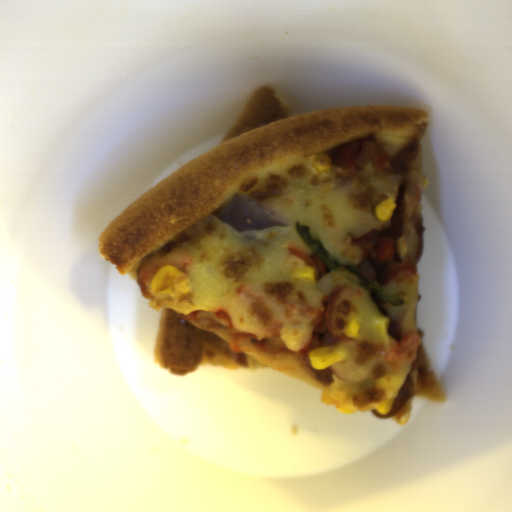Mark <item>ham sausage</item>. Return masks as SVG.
I'll return each instance as SVG.
<instances>
[{
    "label": "ham sausage",
    "mask_w": 512,
    "mask_h": 512,
    "mask_svg": "<svg viewBox=\"0 0 512 512\" xmlns=\"http://www.w3.org/2000/svg\"><path fill=\"white\" fill-rule=\"evenodd\" d=\"M190 263V254L184 247L166 248L141 263L137 270V277L142 283L151 287L153 278L162 267L172 266L186 274Z\"/></svg>",
    "instance_id": "obj_1"
},
{
    "label": "ham sausage",
    "mask_w": 512,
    "mask_h": 512,
    "mask_svg": "<svg viewBox=\"0 0 512 512\" xmlns=\"http://www.w3.org/2000/svg\"><path fill=\"white\" fill-rule=\"evenodd\" d=\"M420 343L421 337L418 333H405L398 343L392 346L384 359L388 363L414 362Z\"/></svg>",
    "instance_id": "obj_2"
}]
</instances>
